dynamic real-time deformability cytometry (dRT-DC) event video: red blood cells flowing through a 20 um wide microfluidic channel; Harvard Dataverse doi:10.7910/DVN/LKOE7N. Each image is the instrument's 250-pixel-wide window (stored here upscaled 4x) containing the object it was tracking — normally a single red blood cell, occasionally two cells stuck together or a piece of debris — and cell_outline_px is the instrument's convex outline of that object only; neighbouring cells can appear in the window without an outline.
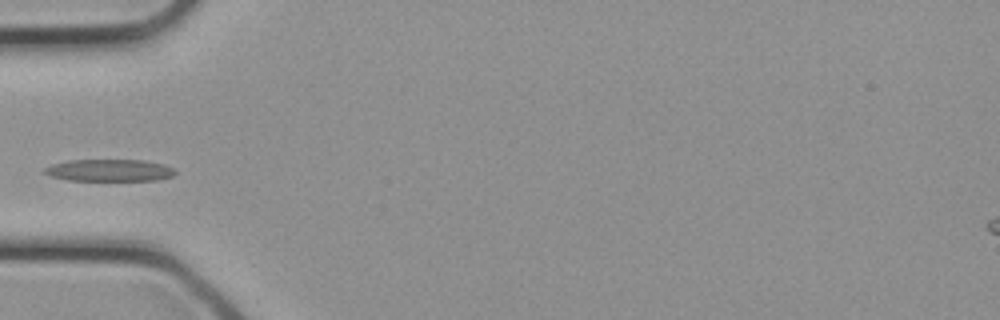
{"species": "common noctule bat (a hibernating species)", "species_latin": "Nyctalus noctula", "temperature_condition": "cold", "stored_images_in_passage": 12, "camera_frame_rate_fps": 3000, "um_per_image_px": 0.085, "animal": {"sex": "female", "body_mass_g": 21.9}, "frame": {"image": 1, "passage_image": 9, "time_ms": 2.667, "image_size_px": [1000, 320], "cell_outline_px": [[176, 172], [172, 176], [156, 180], [68, 180], [52, 176], [44, 172], [44, 168], [52, 164], [68, 160], [144, 160], [164, 164], [172, 168]], "centroid_in_image_um": [9.3, 14.47], "position_along_channel_um": 75.7, "area_um2": 16.59}}
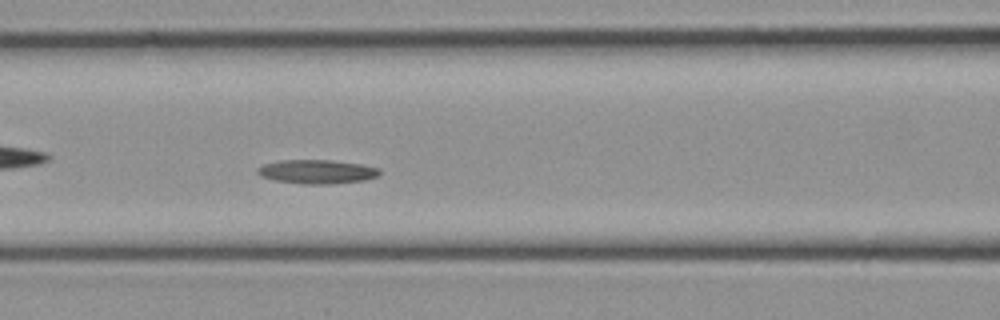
{"frame": {"image": 2, "passage_image": 12, "time_ms": 3.667, "image_size_px": [1000, 320], "cell_outline_px": [[380, 172], [376, 176], [364, 180], [332, 184], [304, 184], [276, 180], [260, 176], [256, 172], [256, 168], [264, 164], [280, 160], [332, 160], [360, 164], [380, 168]], "centroid_in_image_um": [26.92, 14.59], "position_along_channel_um": 139.7, "area_um2": 16.99}}